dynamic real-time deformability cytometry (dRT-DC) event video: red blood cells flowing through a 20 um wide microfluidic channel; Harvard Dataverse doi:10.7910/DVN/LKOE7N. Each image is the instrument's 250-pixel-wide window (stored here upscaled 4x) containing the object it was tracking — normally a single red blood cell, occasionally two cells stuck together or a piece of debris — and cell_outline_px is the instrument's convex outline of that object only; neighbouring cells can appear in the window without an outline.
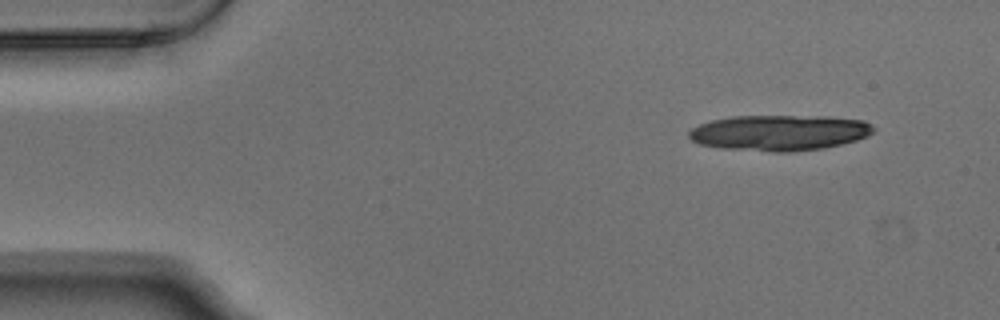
{"species": "Egyptian fruit bat (a non-hibernating species)", "species_latin": "Rousettus aegyptiacus", "temperature_condition": "warm", "stored_images_in_passage": 4, "camera_frame_rate_fps": 3000, "um_per_image_px": 0.085, "animal": {"sex": "male"}, "frame": {"image": 1, "passage_image": 1, "time_ms": 0.0, "image_size_px": [1000, 320], "cell_outline_px": [[876, 128], [868, 136], [856, 140], [824, 148], [788, 152], [772, 152], [720, 148], [700, 144], [692, 140], [688, 136], [688, 132], [692, 128], [700, 124], [712, 120], [732, 116], [828, 116], [864, 120], [872, 124]], "centroid_in_image_um": [66.26, 11.28], "position_along_channel_um": 18.7, "area_um2": 38.61}}
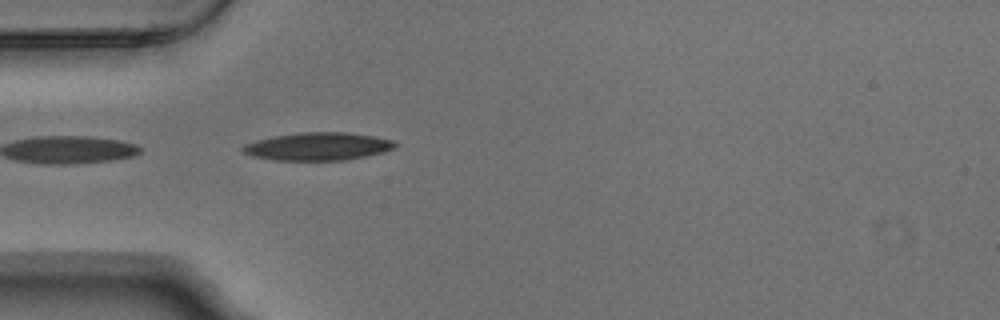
{"frame": {"image": 2, "passage_image": 4, "time_ms": 1.0, "image_size_px": [1000, 320], "cell_outline_px": [[396, 148], [384, 152], [344, 160], [272, 160], [252, 156], [244, 152], [240, 148], [244, 144], [276, 136], [300, 132], [344, 132], [376, 136], [392, 140], [396, 144]], "centroid_in_image_um": [27.05, 12.45], "position_along_channel_um": 58.0, "area_um2": 24.57}}